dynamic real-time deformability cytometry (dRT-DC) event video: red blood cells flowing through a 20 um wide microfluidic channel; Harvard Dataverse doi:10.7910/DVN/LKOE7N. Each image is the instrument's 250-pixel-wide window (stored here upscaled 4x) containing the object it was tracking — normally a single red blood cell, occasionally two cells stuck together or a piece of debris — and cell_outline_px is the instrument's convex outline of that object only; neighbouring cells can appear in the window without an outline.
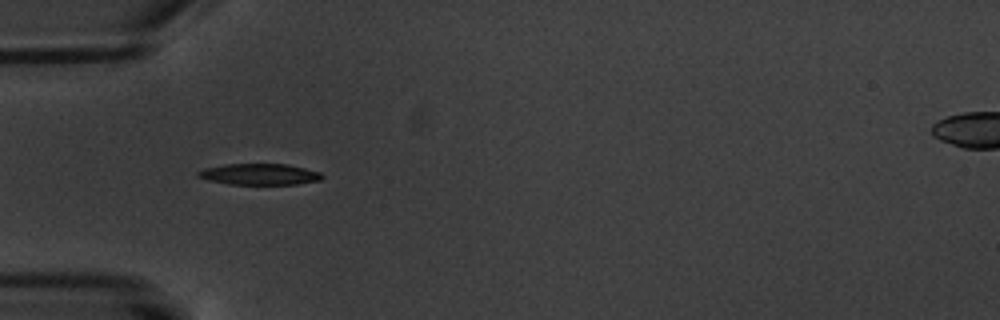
{"species": "common noctule bat (a hibernating species)", "species_latin": "Nyctalus noctula", "temperature_condition": "warm", "stored_images_in_passage": 2, "camera_frame_rate_fps": 3000, "um_per_image_px": 0.085, "animal": {"sex": "male", "body_mass_g": 20.1, "forearm_length_mm": 53.5}, "frame": {"image": 1, "passage_image": 1, "time_ms": 0.0, "image_size_px": [1000, 320], "cell_outline_px": [[324, 176], [320, 180], [296, 184], [228, 184], [208, 180], [196, 176], [196, 172], [204, 168], [224, 164], [288, 164], [320, 172]], "centroid_in_image_um": [22.02, 14.81], "position_along_channel_um": 63.0, "area_um2": 15.32}}